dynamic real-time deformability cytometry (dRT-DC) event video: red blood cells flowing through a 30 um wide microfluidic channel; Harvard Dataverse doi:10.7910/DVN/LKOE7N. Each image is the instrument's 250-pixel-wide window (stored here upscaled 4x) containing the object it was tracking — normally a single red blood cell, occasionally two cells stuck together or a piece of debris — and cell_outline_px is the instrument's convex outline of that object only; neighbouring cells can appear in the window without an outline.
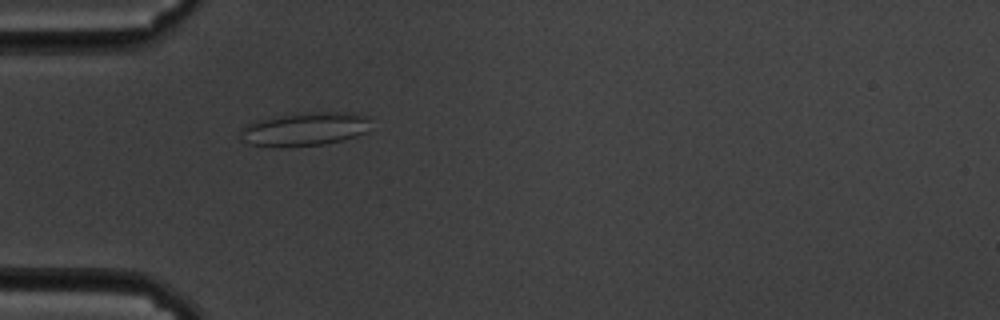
{"species": "common noctule bat (a hibernating species)", "species_latin": "Nyctalus noctula", "temperature_condition": "cold", "stored_images_in_passage": 51, "camera_frame_rate_fps": 3000, "um_per_image_px": 0.085, "animal": {"sex": "male", "body_mass_g": 19.5, "forearm_length_mm": 54.6}, "frame": {"image": 1, "passage_image": 11, "time_ms": 3.333, "image_size_px": [1000, 320], "cell_outline_px": [[372, 116], [368, 132], [344, 140], [324, 144], [280, 148], [276, 148], [248, 144], [240, 140], [240, 128], [256, 120], [304, 112], [348, 112]], "centroid_in_image_um": [25.92, 10.98], "position_along_channel_um": 59.1, "area_um2": 26.18}}
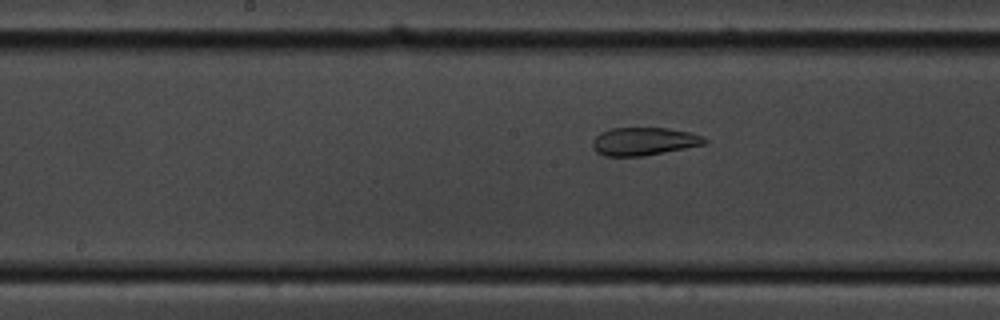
{"frame": {"image": 2, "passage_image": 23, "time_ms": 7.333, "image_size_px": [1000, 320], "cell_outline_px": [[708, 144], [644, 156], [604, 156], [596, 152], [592, 148], [592, 140], [600, 132], [612, 128], [668, 128], [688, 132], [704, 136], [708, 140]], "centroid_in_image_um": [54.74, 12.02], "position_along_channel_um": 193.5, "area_um2": 18.5}}
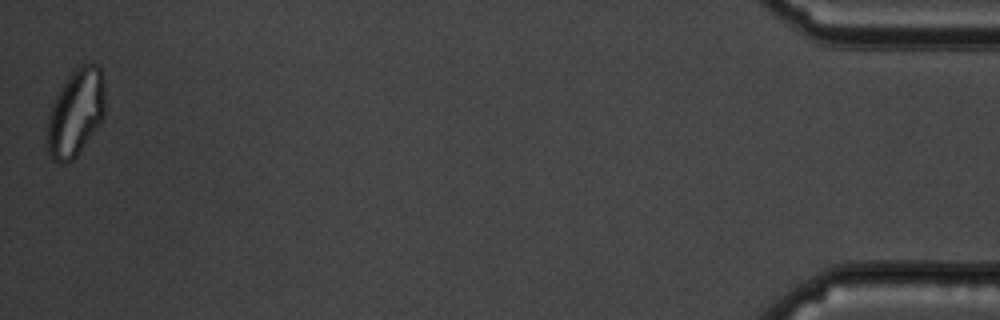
{"frame": {"image": 3, "passage_image": 51, "time_ms": 16.667, "image_size_px": [1000, 320], "cell_outline_px": [[104, 120], [76, 156], [72, 160], [64, 164], [60, 164], [52, 160], [48, 152], [48, 116], [52, 104], [60, 88], [76, 64], [100, 64], [104, 76]], "centroid_in_image_um": [6.46, 9.55], "position_along_channel_um": 428.7, "area_um2": 29.82}, "authors_computed_cell_mechanics": {"area_um2": 24.565, "velocity_mm_per_s": 3.4637, "shape_relaxation_time_tau1_ms": null, "shape_relaxation_time_tau2_ms": 1.6275, "deformation_change_tau1": null, "deformation_change_tau2": 0.0678}}